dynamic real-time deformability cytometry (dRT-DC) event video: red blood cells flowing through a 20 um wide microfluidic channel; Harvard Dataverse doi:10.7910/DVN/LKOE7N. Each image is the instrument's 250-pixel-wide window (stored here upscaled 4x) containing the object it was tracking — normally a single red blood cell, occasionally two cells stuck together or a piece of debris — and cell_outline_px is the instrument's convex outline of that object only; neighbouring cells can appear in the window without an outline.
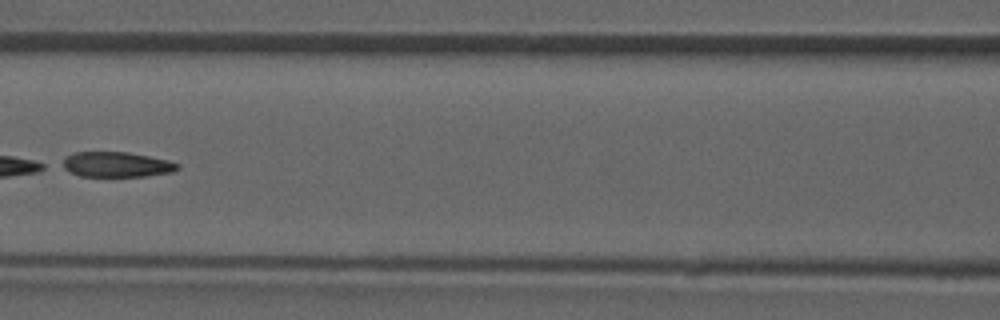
{"species": "common noctule bat (a hibernating species)", "species_latin": "Nyctalus noctula", "temperature_condition": "room temperature", "stored_images_in_passage": 8, "camera_frame_rate_fps": 3000, "um_per_image_px": 0.085, "animal": {"sex": "male", "forearm_length_mm": 52.5}, "frame": {"image": 1, "passage_image": 6, "time_ms": 6.0, "image_size_px": [1000, 320], "cell_outline_px": [[180, 168], [172, 172], [144, 176], [80, 176], [68, 172], [60, 168], [56, 164], [72, 152], [128, 152], [168, 160], [180, 164]], "centroid_in_image_um": [9.8, 13.98], "position_along_channel_um": 156.8, "area_um2": 17.22}}